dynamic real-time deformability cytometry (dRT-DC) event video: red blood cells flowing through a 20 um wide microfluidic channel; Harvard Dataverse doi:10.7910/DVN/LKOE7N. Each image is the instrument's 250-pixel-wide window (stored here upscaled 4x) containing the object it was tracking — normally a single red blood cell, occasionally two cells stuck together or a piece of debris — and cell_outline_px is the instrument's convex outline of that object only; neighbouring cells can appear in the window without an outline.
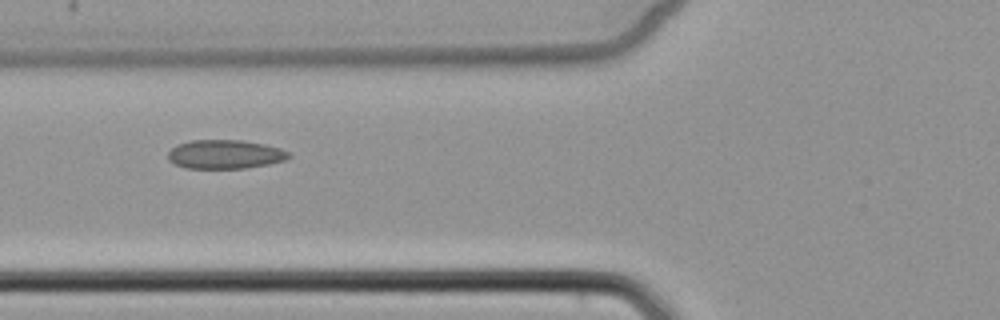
{"species": "common noctule bat (a hibernating species)", "species_latin": "Nyctalus noctula", "temperature_condition": "cold", "stored_images_in_passage": 5, "camera_frame_rate_fps": 3000, "um_per_image_px": 0.085, "animal": {"sex": "female", "body_mass_g": 22.7, "forearm_length_mm": 54.2}, "frame": {"image": 1, "passage_image": 4, "time_ms": 4.333, "image_size_px": [1000, 320], "cell_outline_px": [[292, 156], [284, 160], [268, 164], [244, 168], [184, 168], [168, 160], [168, 152], [176, 144], [192, 140], [240, 140], [264, 144], [280, 148], [288, 152]], "centroid_in_image_um": [19.1, 13.11], "position_along_channel_um": 106.7, "area_um2": 20.29}}
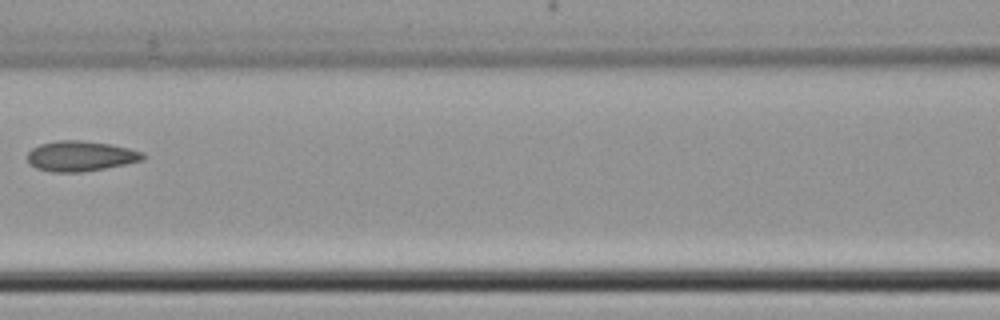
{"frame": {"image": 2, "passage_image": 5, "time_ms": 5.667, "image_size_px": [1000, 320], "cell_outline_px": [[144, 160], [84, 172], [52, 172], [36, 168], [28, 164], [28, 152], [32, 148], [40, 144], [56, 140], [80, 140], [112, 144], [144, 152]], "centroid_in_image_um": [6.83, 13.26], "position_along_channel_um": 159.8, "area_um2": 20.46}}